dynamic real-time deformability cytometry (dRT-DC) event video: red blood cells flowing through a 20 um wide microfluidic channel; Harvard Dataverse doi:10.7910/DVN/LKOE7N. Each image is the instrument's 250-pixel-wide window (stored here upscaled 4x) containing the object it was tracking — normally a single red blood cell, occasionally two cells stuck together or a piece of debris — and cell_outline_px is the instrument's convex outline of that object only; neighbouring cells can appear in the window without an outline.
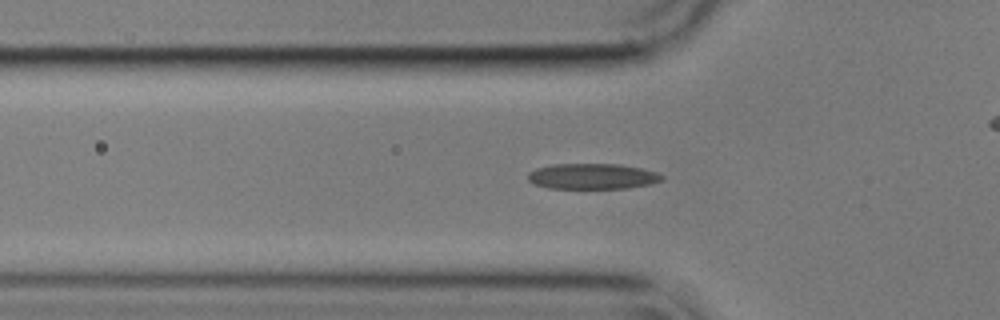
{"species": "common noctule bat (a hibernating species)", "species_latin": "Nyctalus noctula", "temperature_condition": "cold", "stored_images_in_passage": 45, "camera_frame_rate_fps": 3000, "um_per_image_px": 0.085, "animal": {"sex": "male", "body_mass_g": 17.9}, "frame": {"image": 1, "passage_image": 8, "time_ms": 2.333, "image_size_px": [1000, 320], "cell_outline_px": [[664, 180], [652, 184], [628, 188], [548, 188], [532, 184], [528, 180], [528, 172], [536, 168], [552, 164], [620, 164], [640, 168], [656, 172], [664, 176]], "centroid_in_image_um": [50.35, 14.99], "position_along_channel_um": 75.5, "area_um2": 20.17}}
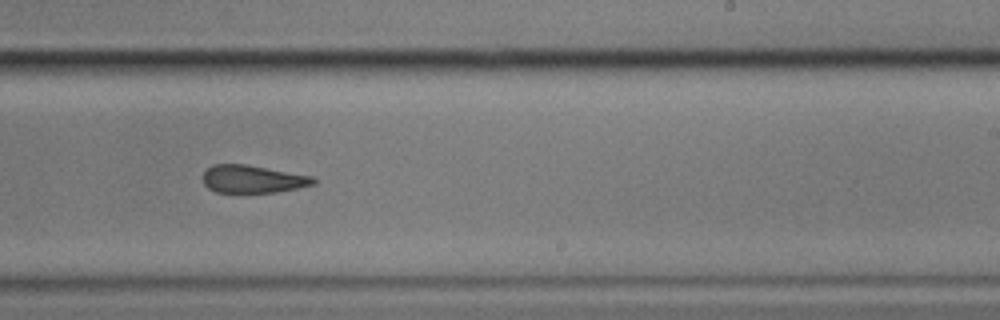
{"frame": {"image": 2, "passage_image": 24, "time_ms": 7.667, "image_size_px": [1000, 320], "cell_outline_px": [[316, 184], [276, 192], [216, 192], [208, 188], [204, 184], [204, 172], [212, 164], [244, 164], [312, 176], [316, 180]], "centroid_in_image_um": [21.47, 15.22], "position_along_channel_um": 267.5, "area_um2": 17.63}}
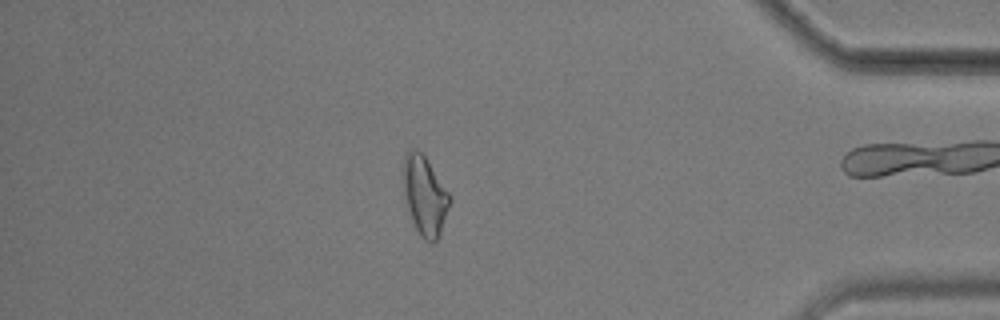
{"frame": {"image": 3, "passage_image": 38, "time_ms": 12.333, "image_size_px": [1000, 320], "cell_outline_px": [[452, 200], [440, 236], [432, 244], [424, 240], [420, 236], [412, 220], [404, 200], [404, 156], [408, 152], [420, 152], [424, 156], [452, 196]], "centroid_in_image_um": [36.15, 16.73], "position_along_channel_um": 399.1, "area_um2": 21.27}}